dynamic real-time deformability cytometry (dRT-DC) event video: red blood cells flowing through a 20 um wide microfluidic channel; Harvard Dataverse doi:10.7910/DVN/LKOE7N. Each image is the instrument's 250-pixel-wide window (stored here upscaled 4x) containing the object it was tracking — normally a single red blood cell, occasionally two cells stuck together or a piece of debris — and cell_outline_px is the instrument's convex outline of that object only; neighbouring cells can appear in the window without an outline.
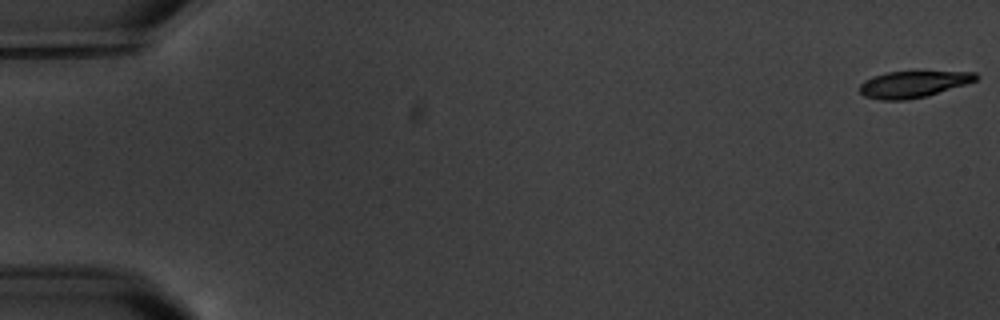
{"species": "common noctule bat (a hibernating species)", "species_latin": "Nyctalus noctula", "temperature_condition": "warm", "stored_images_in_passage": 6, "camera_frame_rate_fps": 3000, "um_per_image_px": 0.085, "animal": {"sex": "male", "body_mass_g": 20.1, "forearm_length_mm": 53.5}, "frame": {"image": 1, "passage_image": 1, "time_ms": 0.0, "image_size_px": [1000, 320], "cell_outline_px": [[980, 76], [976, 80], [968, 84], [928, 96], [904, 100], [880, 100], [864, 96], [860, 92], [860, 84], [864, 80], [872, 76], [888, 72], [976, 72]], "centroid_in_image_um": [77.63, 7.17], "position_along_channel_um": 7.4, "area_um2": 18.03}}
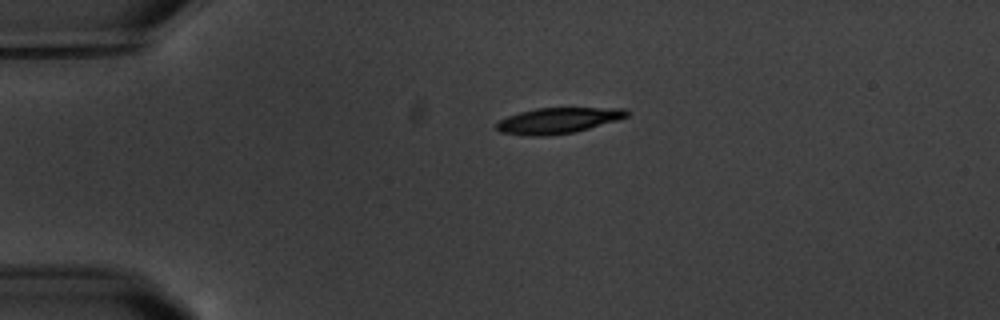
{"frame": {"image": 2, "passage_image": 4, "time_ms": 4.333, "image_size_px": [1000, 320], "cell_outline_px": [[628, 116], [616, 120], [576, 132], [548, 136], [532, 136], [500, 132], [496, 128], [496, 124], [500, 120], [508, 116], [520, 112], [536, 108], [624, 108], [628, 112]], "centroid_in_image_um": [47.41, 10.25], "position_along_channel_um": 37.6, "area_um2": 19.42}}
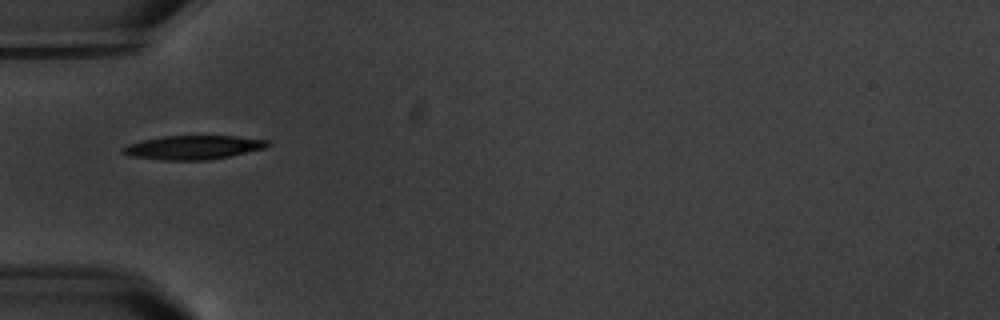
{"frame": {"image": 3, "passage_image": 6, "time_ms": 6.333, "image_size_px": [1000, 320], "cell_outline_px": [[272, 144], [268, 148], [208, 160], [160, 160], [128, 156], [120, 152], [120, 148], [128, 144], [144, 140], [164, 136], [236, 136], [268, 140]], "centroid_in_image_um": [16.42, 12.53], "position_along_channel_um": 68.6, "area_um2": 20.35}}